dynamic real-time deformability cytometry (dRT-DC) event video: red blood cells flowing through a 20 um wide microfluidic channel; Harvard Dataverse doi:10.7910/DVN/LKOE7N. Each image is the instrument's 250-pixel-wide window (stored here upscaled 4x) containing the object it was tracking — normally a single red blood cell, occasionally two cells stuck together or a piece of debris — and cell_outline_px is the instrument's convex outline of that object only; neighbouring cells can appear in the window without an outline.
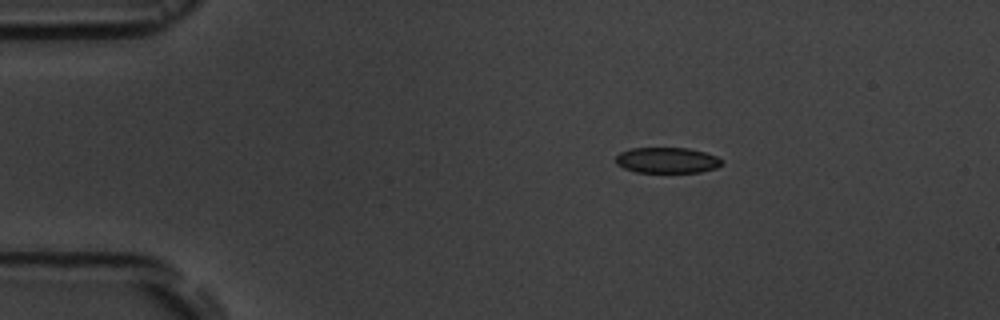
{"species": "common noctule bat (a hibernating species)", "species_latin": "Nyctalus noctula", "temperature_condition": "room temperature", "stored_images_in_passage": 4, "segment_of_instrument_passage": [1, 2], "camera_frame_rate_fps": 3000, "um_per_image_px": 0.085, "animal": {"sex": "male", "body_mass_g": 19.5, "forearm_length_mm": 54.6}, "frame": {"image": 1, "passage_image": 1, "time_ms": 0.0, "image_size_px": [1000, 320], "cell_outline_px": [[724, 164], [716, 168], [700, 172], [636, 172], [624, 168], [616, 164], [616, 156], [620, 152], [632, 148], [688, 148], [704, 152], [716, 156], [724, 160]], "centroid_in_image_um": [56.73, 13.62], "position_along_channel_um": 28.3, "area_um2": 15.95}}